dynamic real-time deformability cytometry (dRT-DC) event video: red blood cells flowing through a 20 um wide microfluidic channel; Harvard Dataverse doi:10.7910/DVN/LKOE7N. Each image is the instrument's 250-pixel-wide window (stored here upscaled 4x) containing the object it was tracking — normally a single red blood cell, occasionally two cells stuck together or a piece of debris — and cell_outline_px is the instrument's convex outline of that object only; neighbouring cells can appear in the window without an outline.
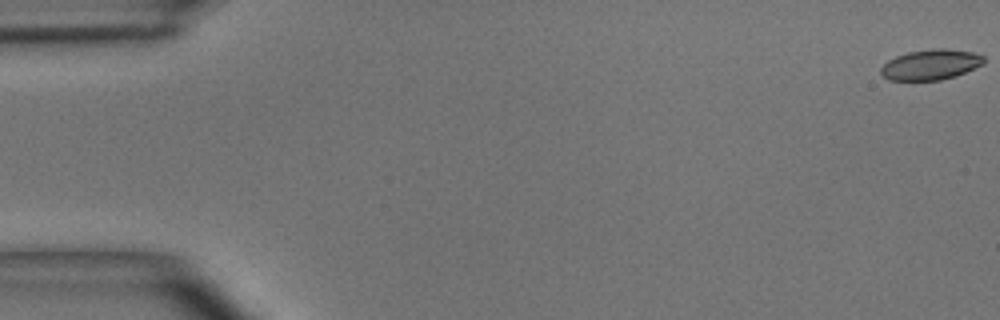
{"species": "common noctule bat (a hibernating species)", "species_latin": "Nyctalus noctula", "temperature_condition": "room temperature", "stored_images_in_passage": 50, "camera_frame_rate_fps": 3000, "um_per_image_px": 0.085, "animal": {"sex": "male", "body_mass_g": 15.6}, "frame": {"image": 1, "passage_image": 1, "time_ms": 0.0, "image_size_px": [1000, 320], "cell_outline_px": [[984, 64], [956, 76], [940, 80], [888, 80], [880, 72], [880, 68], [888, 60], [896, 56], [908, 52], [932, 48], [944, 48], [972, 52], [984, 56]], "centroid_in_image_um": [79.11, 5.49], "position_along_channel_um": 5.9, "area_um2": 18.26}}
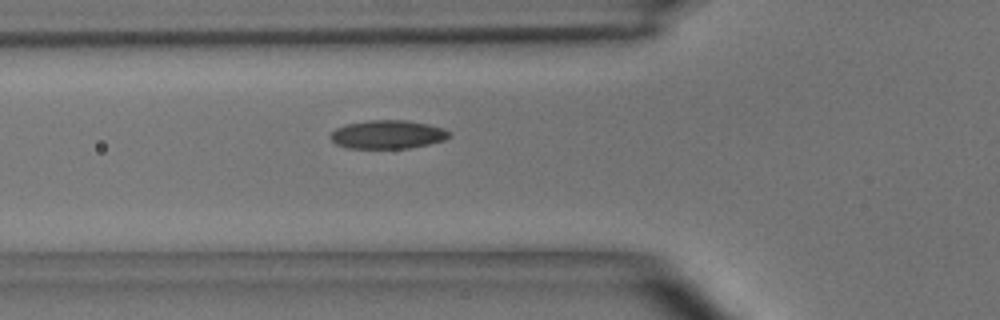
{"frame": {"image": 2, "passage_image": 18, "time_ms": 5.667, "image_size_px": [1000, 320], "cell_outline_px": [[452, 136], [444, 140], [428, 144], [408, 148], [348, 148], [336, 144], [328, 136], [336, 128], [344, 124], [368, 120], [404, 120], [428, 124], [444, 128], [452, 132]], "centroid_in_image_um": [32.96, 11.42], "position_along_channel_um": 92.8, "area_um2": 19.88}}
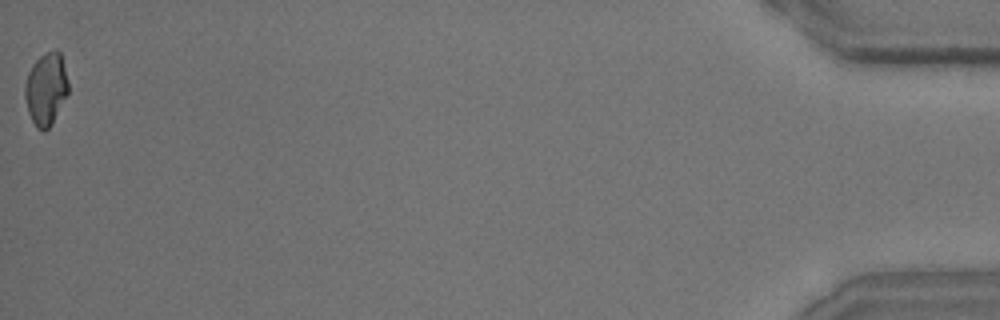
{"frame": {"image": 3, "passage_image": 50, "time_ms": 16.333, "image_size_px": [1000, 320], "cell_outline_px": [[68, 92], [52, 124], [44, 132], [36, 128], [28, 112], [24, 96], [24, 88], [28, 72], [32, 64], [40, 56], [52, 48], [56, 48], [60, 52], [68, 80]], "centroid_in_image_um": [3.9, 7.54], "position_along_channel_um": 431.3, "area_um2": 18.44}, "authors_computed_cell_mechanics": {"area_um2": 19.1607, "velocity_mm_per_s": 4.053, "shape_relaxation_time_tau1_ms": 7.3171, "shape_relaxation_time_tau2_ms": 1.8827, "deformation_change_tau1": 0.1594, "deformation_change_tau2": 0.0714}}